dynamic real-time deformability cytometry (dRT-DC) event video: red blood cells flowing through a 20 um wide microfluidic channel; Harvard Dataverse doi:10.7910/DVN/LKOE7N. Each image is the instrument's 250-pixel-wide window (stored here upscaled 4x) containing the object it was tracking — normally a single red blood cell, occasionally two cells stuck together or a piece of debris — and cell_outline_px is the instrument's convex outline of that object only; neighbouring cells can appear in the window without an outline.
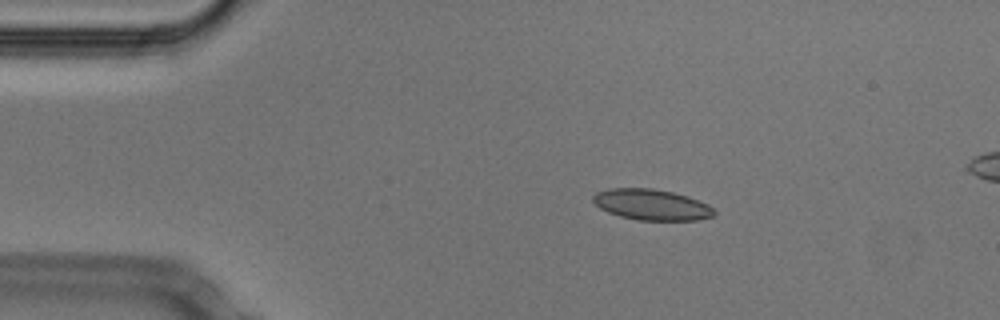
{"species": "Egyptian fruit bat (a non-hibernating species)", "species_latin": "Rousettus aegyptiacus", "temperature_condition": "cold", "stored_images_in_passage": 45, "camera_frame_rate_fps": 3000, "um_per_image_px": 0.085, "animal": {"sex": "male"}, "frame": {"image": 1, "passage_image": 2, "time_ms": 0.333, "image_size_px": [1000, 320], "cell_outline_px": [[716, 212], [712, 216], [696, 220], [636, 220], [620, 216], [608, 212], [600, 208], [592, 200], [592, 196], [596, 192], [608, 188], [652, 188], [672, 192], [688, 196], [708, 204]], "centroid_in_image_um": [55.36, 17.39], "position_along_channel_um": 29.6, "area_um2": 21.79}}
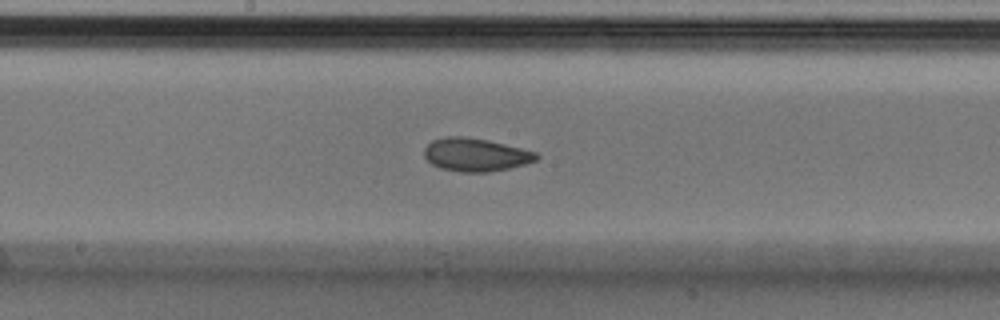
{"frame": {"image": 2, "passage_image": 20, "time_ms": 6.333, "image_size_px": [1000, 320], "cell_outline_px": [[540, 156], [536, 160], [524, 164], [508, 168], [488, 172], [460, 172], [440, 168], [432, 164], [424, 156], [424, 148], [432, 140], [444, 136], [464, 136], [488, 140], [536, 152]], "centroid_in_image_um": [40.39, 13.14], "position_along_channel_um": 207.8, "area_um2": 21.62}}
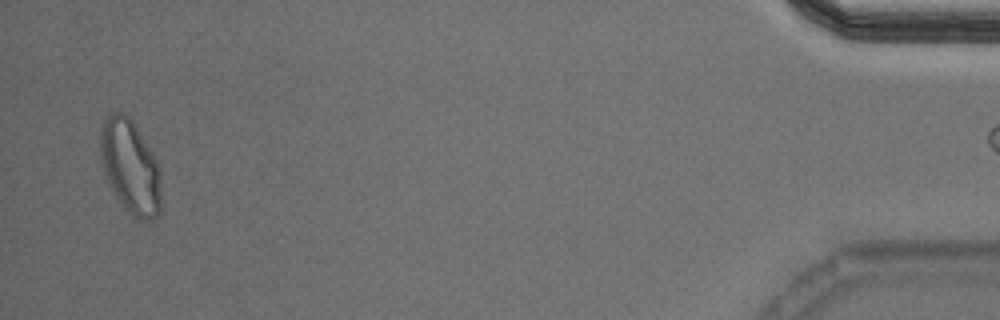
{"frame": {"image": 3, "passage_image": 44, "time_ms": 14.333, "image_size_px": [1000, 320], "cell_outline_px": [[160, 212], [152, 220], [140, 220], [132, 216], [116, 196], [108, 180], [104, 168], [100, 148], [100, 132], [104, 116], [112, 112], [124, 112], [132, 120], [156, 160], [160, 168]], "centroid_in_image_um": [11.08, 14.15], "position_along_channel_um": 424.1, "area_um2": 32.83}}